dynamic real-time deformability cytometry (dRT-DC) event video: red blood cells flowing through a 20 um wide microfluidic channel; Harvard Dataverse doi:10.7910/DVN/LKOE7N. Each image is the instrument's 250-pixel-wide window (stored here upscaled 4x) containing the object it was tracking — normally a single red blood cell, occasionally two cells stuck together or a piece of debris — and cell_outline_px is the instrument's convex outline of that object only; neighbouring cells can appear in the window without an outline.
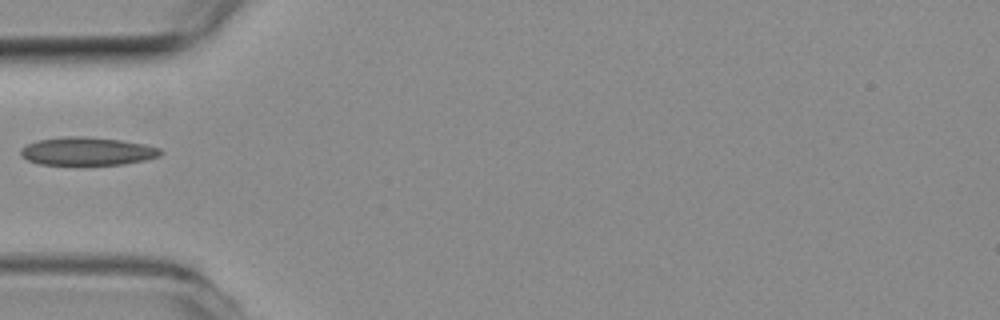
{"species": "common noctule bat (a hibernating species)", "species_latin": "Nyctalus noctula", "temperature_condition": "room temperature", "stored_images_in_passage": 4, "camera_frame_rate_fps": 3000, "um_per_image_px": 0.085, "animal": {"sex": "female", "body_mass_g": 19.3, "forearm_length_mm": 54.1}, "frame": {"image": 1, "passage_image": 1, "time_ms": 0.0, "image_size_px": [1000, 320], "cell_outline_px": [[164, 152], [160, 156], [144, 160], [124, 164], [40, 164], [28, 160], [20, 156], [20, 148], [36, 140], [68, 136], [80, 136], [120, 140], [144, 144], [160, 148]], "centroid_in_image_um": [7.41, 12.85], "position_along_channel_um": 77.6, "area_um2": 22.77}}